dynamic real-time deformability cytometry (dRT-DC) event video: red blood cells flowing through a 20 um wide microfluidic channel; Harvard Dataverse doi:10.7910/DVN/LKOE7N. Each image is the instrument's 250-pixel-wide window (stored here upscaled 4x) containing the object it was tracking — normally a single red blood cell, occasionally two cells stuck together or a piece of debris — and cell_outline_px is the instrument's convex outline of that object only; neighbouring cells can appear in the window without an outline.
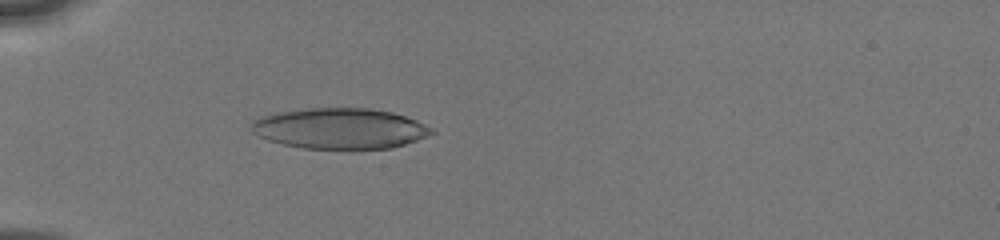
{"species": "human", "species_latin": "Homo sapiens", "temperature_condition": "cold", "stored_images_in_passage": 14, "camera_frame_rate_fps": 3000, "um_per_image_px": 0.085, "donor": {"sex": "male"}, "frame": {"image": 1, "passage_image": 10, "time_ms": 5.0, "image_size_px": [1000, 240], "cell_outline_px": [[436, 132], [428, 136], [392, 148], [304, 148], [284, 144], [268, 140], [252, 132], [252, 120], [260, 116], [272, 112], [308, 108], [372, 108], [392, 112], [416, 120], [432, 128]], "centroid_in_image_um": [28.87, 10.9], "position_along_channel_um": 56.1, "area_um2": 42.66}}